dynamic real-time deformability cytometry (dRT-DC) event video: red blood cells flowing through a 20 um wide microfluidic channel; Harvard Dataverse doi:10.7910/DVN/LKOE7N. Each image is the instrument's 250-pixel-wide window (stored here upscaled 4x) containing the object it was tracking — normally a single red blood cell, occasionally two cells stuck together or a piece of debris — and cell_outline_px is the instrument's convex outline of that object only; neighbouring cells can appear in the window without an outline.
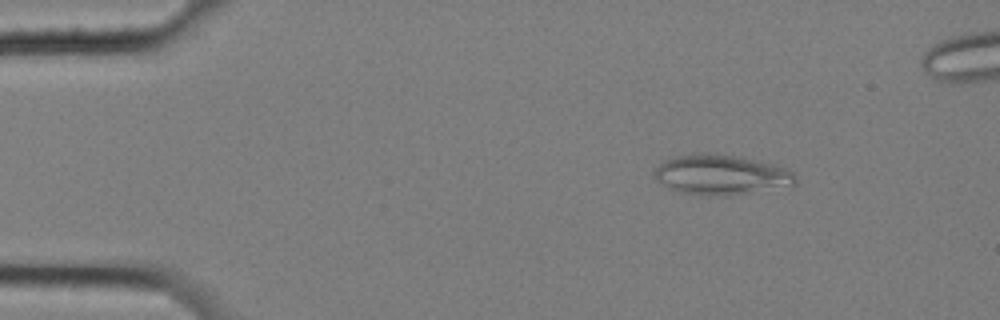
{"species": "common noctule bat (a hibernating species)", "species_latin": "Nyctalus noctula", "temperature_condition": "cold", "stored_images_in_passage": 4, "camera_frame_rate_fps": 3000, "um_per_image_px": 0.085, "animal": {"sex": "female", "body_mass_g": 25.1}, "frame": {"image": 1, "passage_image": 1, "time_ms": 0.0, "image_size_px": [1000, 320], "cell_outline_px": [[796, 184], [792, 188], [724, 196], [676, 192], [668, 188], [656, 180], [652, 172], [664, 160], [676, 156], [692, 152], [740, 156], [772, 164], [784, 168], [792, 172], [796, 176]], "centroid_in_image_um": [61.32, 14.87], "position_along_channel_um": 23.7, "area_um2": 33.47}}